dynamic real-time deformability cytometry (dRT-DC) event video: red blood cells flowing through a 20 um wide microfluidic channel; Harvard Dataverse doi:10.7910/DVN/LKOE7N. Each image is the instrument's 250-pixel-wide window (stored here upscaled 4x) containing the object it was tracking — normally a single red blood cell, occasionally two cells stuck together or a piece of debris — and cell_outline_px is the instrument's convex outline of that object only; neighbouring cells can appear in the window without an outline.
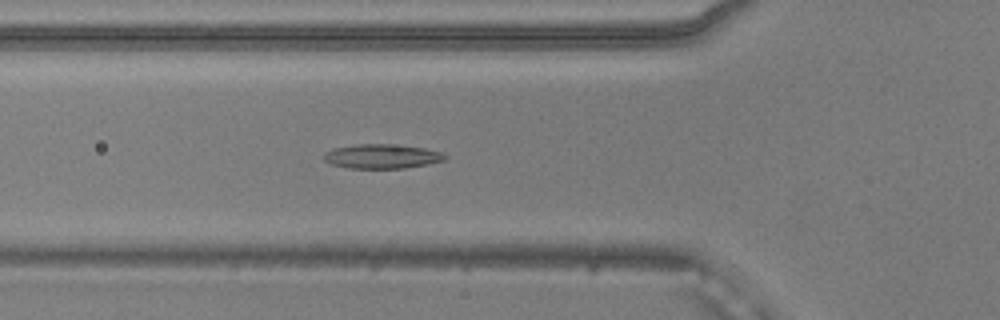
{"species": "common noctule bat (a hibernating species)", "species_latin": "Nyctalus noctula", "temperature_condition": "warm", "stored_images_in_passage": 30, "camera_frame_rate_fps": 3000, "um_per_image_px": 0.085, "animal": {"sex": "male", "body_mass_g": 20.5, "forearm_length_mm": 52.5}, "frame": {"image": 1, "passage_image": 9, "time_ms": 2.667, "image_size_px": [1000, 320], "cell_outline_px": [[448, 156], [444, 160], [428, 164], [404, 168], [348, 168], [332, 164], [324, 160], [324, 152], [332, 148], [356, 144], [388, 144], [424, 148], [440, 152]], "centroid_in_image_um": [32.43, 13.29], "position_along_channel_um": 93.4, "area_um2": 17.11}}
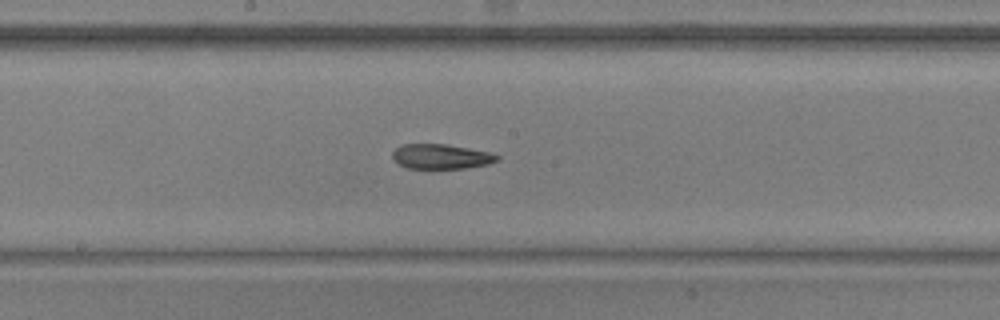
{"frame": {"image": 2, "passage_image": 18, "time_ms": 5.667, "image_size_px": [1000, 320], "cell_outline_px": [[500, 160], [488, 164], [464, 168], [408, 168], [400, 164], [392, 156], [392, 152], [400, 144], [448, 144], [488, 152], [500, 156]], "centroid_in_image_um": [37.5, 13.29], "position_along_channel_um": 210.7, "area_um2": 15.03}}
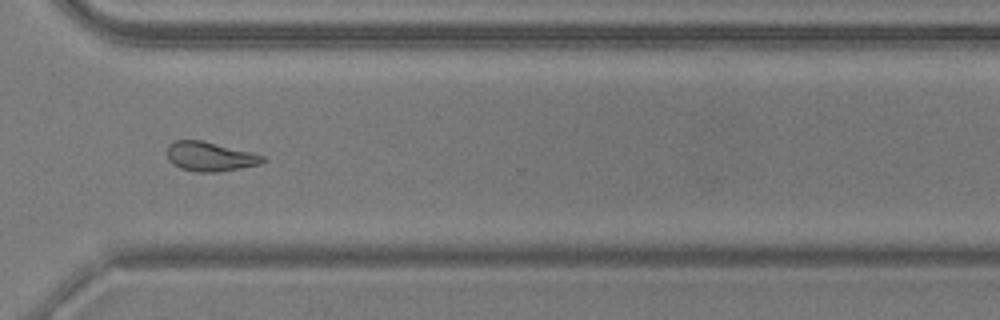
{"frame": {"image": 3, "passage_image": 29, "time_ms": 9.333, "image_size_px": [1000, 320], "cell_outline_px": [[264, 160], [260, 164], [240, 168], [216, 172], [196, 172], [180, 168], [172, 164], [168, 160], [168, 144], [176, 140], [200, 140], [252, 152], [264, 156]], "centroid_in_image_um": [17.82, 13.31], "position_along_channel_um": 352.8, "area_um2": 16.24}, "authors_computed_cell_mechanics": {"area_um2": 16.0684, "velocity_mm_per_s": 3.885, "shape_relaxation_time_tau1_ms": null, "shape_relaxation_time_tau2_ms": 3.8903, "deformation_change_tau1": null, "deformation_change_tau2": 0.1239}}